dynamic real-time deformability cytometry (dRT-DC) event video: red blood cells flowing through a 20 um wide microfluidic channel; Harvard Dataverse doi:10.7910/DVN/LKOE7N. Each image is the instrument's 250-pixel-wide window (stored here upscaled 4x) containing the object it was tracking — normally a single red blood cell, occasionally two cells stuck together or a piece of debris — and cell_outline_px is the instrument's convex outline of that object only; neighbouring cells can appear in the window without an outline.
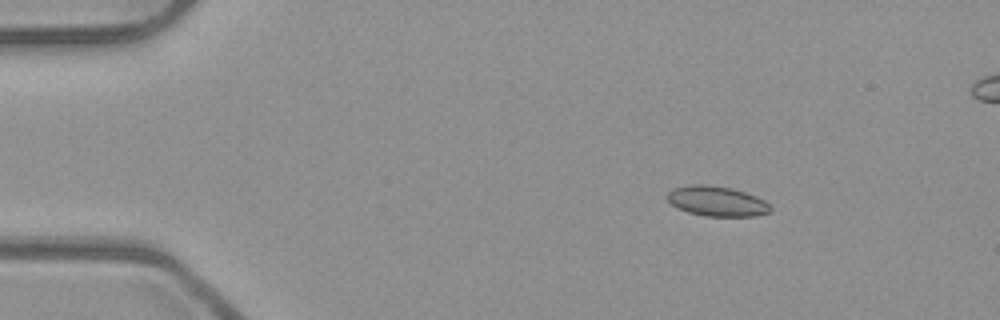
{"species": "common noctule bat (a hibernating species)", "species_latin": "Nyctalus noctula", "temperature_condition": "room temperature", "stored_images_in_passage": 5, "camera_frame_rate_fps": 3000, "um_per_image_px": 0.085, "animal": {"sex": "male", "body_mass_g": 23.1, "forearm_length_mm": 52.7}, "frame": {"image": 1, "passage_image": 2, "time_ms": 0.333, "image_size_px": [1000, 320], "cell_outline_px": [[772, 208], [768, 212], [756, 216], [704, 216], [688, 212], [676, 208], [668, 200], [668, 192], [672, 188], [688, 184], [704, 184], [732, 188], [756, 196], [764, 200]], "centroid_in_image_um": [60.9, 17.09], "position_along_channel_um": 24.1, "area_um2": 18.09}}